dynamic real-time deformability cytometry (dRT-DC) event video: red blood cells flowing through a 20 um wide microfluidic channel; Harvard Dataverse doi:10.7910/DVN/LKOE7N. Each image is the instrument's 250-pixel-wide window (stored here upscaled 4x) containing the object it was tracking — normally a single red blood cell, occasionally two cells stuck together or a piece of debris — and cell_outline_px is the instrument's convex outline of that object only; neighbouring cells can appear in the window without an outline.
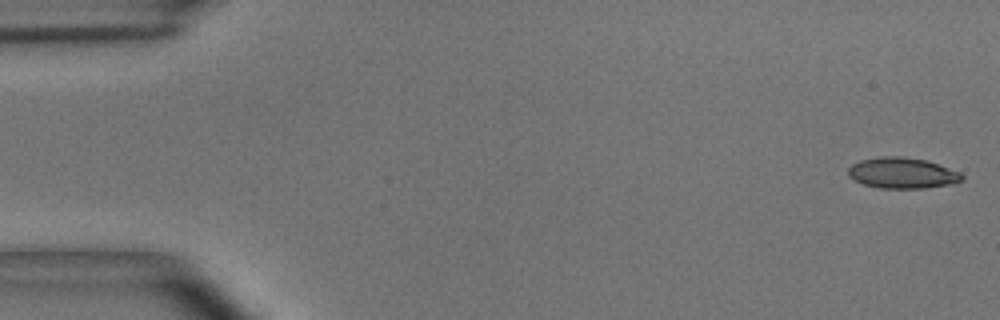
{"species": "common noctule bat (a hibernating species)", "species_latin": "Nyctalus noctula", "temperature_condition": "room temperature", "stored_images_in_passage": 48, "camera_frame_rate_fps": 3000, "um_per_image_px": 0.085, "animal": {"sex": "male", "body_mass_g": 15.6}, "frame": {"image": 1, "passage_image": 1, "time_ms": 0.0, "image_size_px": [1000, 320], "cell_outline_px": [[964, 180], [952, 184], [924, 188], [880, 188], [864, 184], [848, 176], [848, 168], [852, 164], [860, 160], [884, 156], [900, 156], [928, 160], [960, 172], [964, 176]], "centroid_in_image_um": [76.72, 14.7], "position_along_channel_um": 8.3, "area_um2": 20.52}}
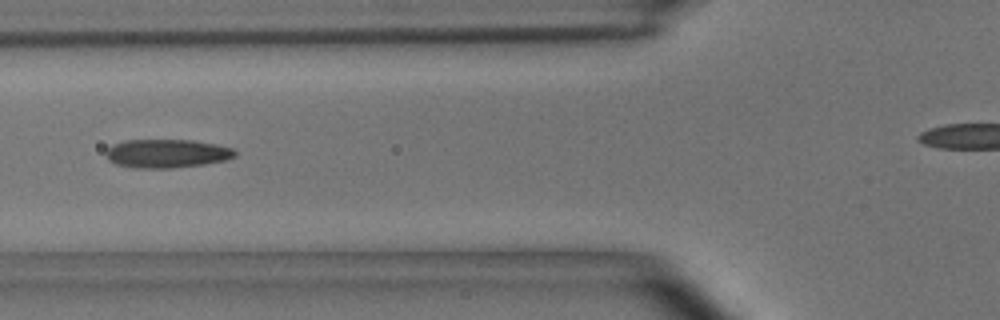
{"frame": {"image": 2, "passage_image": 20, "time_ms": 6.333, "image_size_px": [1000, 320], "cell_outline_px": [[236, 156], [224, 160], [204, 164], [172, 168], [132, 168], [116, 164], [108, 160], [104, 152], [112, 144], [124, 140], [192, 140], [232, 148], [236, 152]], "centroid_in_image_um": [14.11, 13.05], "position_along_channel_um": 111.7, "area_um2": 21.5}}
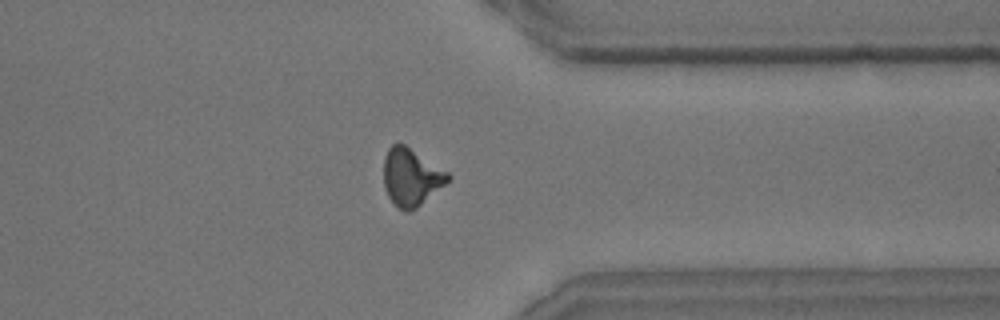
{"frame": {"image": 3, "passage_image": 42, "time_ms": 13.667, "image_size_px": [1000, 320], "cell_outline_px": [[452, 176], [444, 184], [416, 208], [408, 212], [404, 212], [388, 196], [384, 188], [384, 156], [388, 148], [392, 144], [404, 144], [448, 172]], "centroid_in_image_um": [34.92, 15.04], "position_along_channel_um": 376.5, "area_um2": 21.1}, "authors_computed_cell_mechanics": {"area_um2": 20.808, "velocity_mm_per_s": 3.686, "shape_relaxation_time_tau1_ms": 7.6292, "shape_relaxation_time_tau2_ms": 2.1131, "deformation_change_tau1": 0.1876, "deformation_change_tau2": 0.105}}